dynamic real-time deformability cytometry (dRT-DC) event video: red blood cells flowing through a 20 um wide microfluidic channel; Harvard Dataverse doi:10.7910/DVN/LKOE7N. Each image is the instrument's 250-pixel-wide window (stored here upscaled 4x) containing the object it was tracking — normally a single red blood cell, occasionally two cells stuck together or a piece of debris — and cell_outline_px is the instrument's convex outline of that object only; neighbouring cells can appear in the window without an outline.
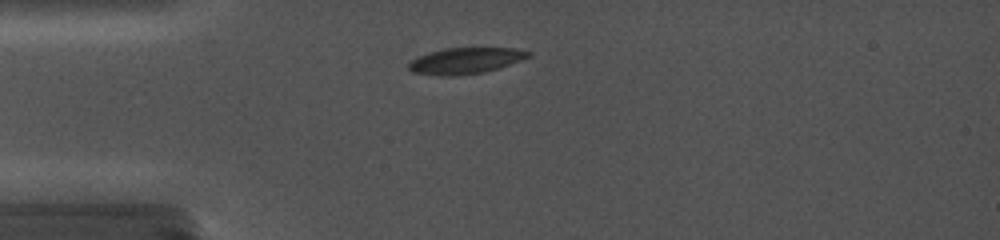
{"species": "common noctule bat (a hibernating species)", "species_latin": "Nyctalus noctula", "temperature_condition": "cold", "stored_images_in_passage": 28, "camera_frame_rate_fps": 5000, "um_per_image_px": 0.085, "animal": {"sex": "female", "body_mass_g": 19.0, "forearm_length_mm": 56.7}, "frame": {"image": 1, "passage_image": 4, "time_ms": 1.8, "image_size_px": [1000, 240], "cell_outline_px": [[532, 56], [500, 68], [484, 72], [452, 76], [440, 76], [412, 72], [408, 68], [408, 64], [412, 60], [428, 52], [444, 48], [516, 48], [532, 52]], "centroid_in_image_um": [39.6, 5.16], "position_along_channel_um": 45.4, "area_um2": 18.32}}
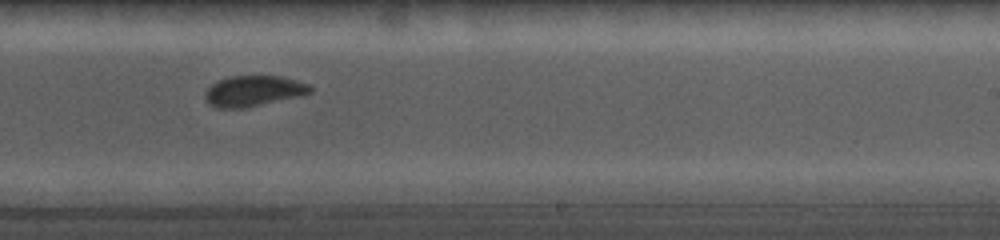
{"frame": {"image": 2, "passage_image": 20, "time_ms": 8.2, "image_size_px": [1000, 240], "cell_outline_px": [[312, 92], [300, 96], [244, 108], [216, 108], [208, 104], [204, 96], [204, 92], [212, 84], [220, 80], [232, 76], [284, 76], [312, 84]], "centroid_in_image_um": [21.58, 7.73], "position_along_channel_um": 267.4, "area_um2": 18.96}}
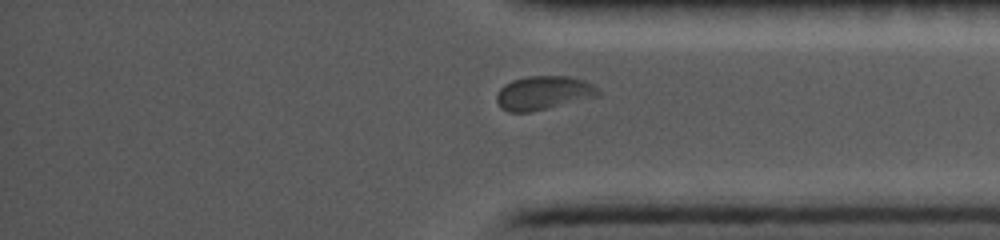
{"frame": {"image": 3, "passage_image": 28, "time_ms": 11.4, "image_size_px": [1000, 240], "cell_outline_px": [[600, 96], [528, 112], [508, 112], [500, 108], [496, 100], [496, 96], [500, 88], [504, 84], [512, 80], [528, 76], [568, 76], [584, 80], [592, 84], [600, 92]], "centroid_in_image_um": [46.17, 7.89], "position_along_channel_um": 389.0, "area_um2": 19.94}}